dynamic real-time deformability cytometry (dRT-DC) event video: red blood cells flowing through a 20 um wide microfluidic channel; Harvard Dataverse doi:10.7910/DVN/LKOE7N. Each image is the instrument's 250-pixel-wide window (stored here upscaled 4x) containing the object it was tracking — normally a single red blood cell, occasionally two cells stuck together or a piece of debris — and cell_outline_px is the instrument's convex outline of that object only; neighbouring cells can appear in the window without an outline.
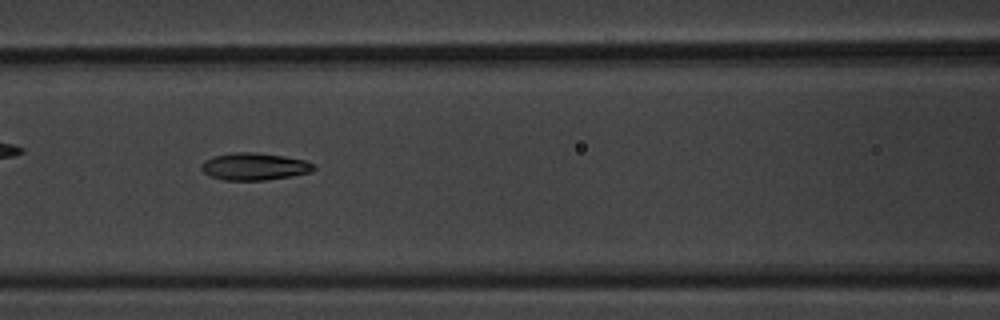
{"species": "common noctule bat (a hibernating species)", "species_latin": "Nyctalus noctula", "temperature_condition": "warm", "stored_images_in_passage": 60, "camera_frame_rate_fps": 3000, "um_per_image_px": 0.085, "animal": {"sex": "male", "body_mass_g": 20.1, "forearm_length_mm": 53.5}, "frame": {"image": 1, "passage_image": 26, "time_ms": 8.333, "image_size_px": [1000, 320], "cell_outline_px": [[316, 168], [308, 172], [292, 176], [264, 180], [224, 180], [208, 176], [200, 168], [200, 164], [204, 160], [212, 156], [236, 152], [252, 152], [284, 156], [304, 160], [316, 164]], "centroid_in_image_um": [21.58, 14.15], "position_along_channel_um": 145.0, "area_um2": 17.92}}
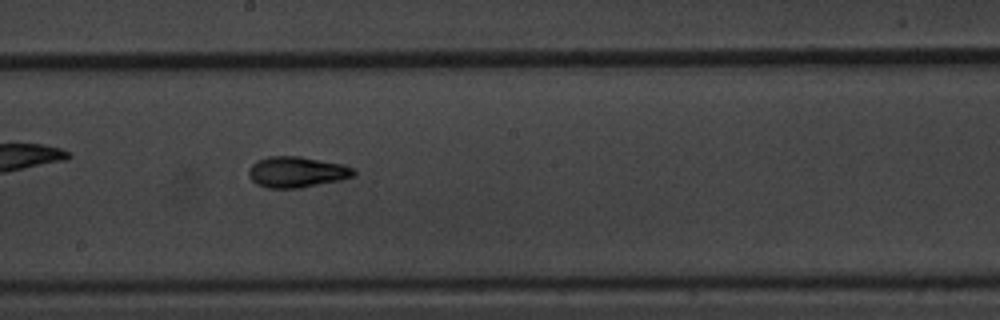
{"frame": {"image": 2, "passage_image": 33, "time_ms": 10.667, "image_size_px": [1000, 320], "cell_outline_px": [[356, 172], [352, 176], [340, 180], [300, 188], [268, 188], [256, 184], [248, 176], [248, 172], [252, 164], [256, 160], [268, 156], [300, 156], [344, 164], [356, 168]], "centroid_in_image_um": [25.22, 14.61], "position_along_channel_um": 223.0, "area_um2": 19.07}}
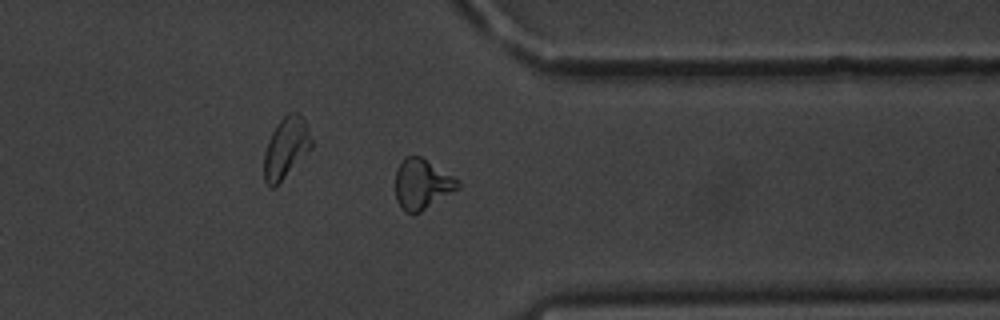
{"frame": {"image": 3, "passage_image": 47, "time_ms": 15.333, "image_size_px": [1000, 320], "cell_outline_px": [[460, 188], [420, 212], [404, 212], [396, 200], [396, 168], [400, 160], [404, 156], [420, 156], [460, 180]], "centroid_in_image_um": [35.87, 15.63], "position_along_channel_um": 375.5, "area_um2": 18.32}, "authors_computed_cell_mechanics": {"area_um2": 18.0336, "velocity_mm_per_s": 3.3512, "shape_relaxation_time_tau1_ms": 5.1958, "shape_relaxation_time_tau2_ms": 2.0228, "deformation_change_tau1": 0.1675, "deformation_change_tau2": 0.084}}